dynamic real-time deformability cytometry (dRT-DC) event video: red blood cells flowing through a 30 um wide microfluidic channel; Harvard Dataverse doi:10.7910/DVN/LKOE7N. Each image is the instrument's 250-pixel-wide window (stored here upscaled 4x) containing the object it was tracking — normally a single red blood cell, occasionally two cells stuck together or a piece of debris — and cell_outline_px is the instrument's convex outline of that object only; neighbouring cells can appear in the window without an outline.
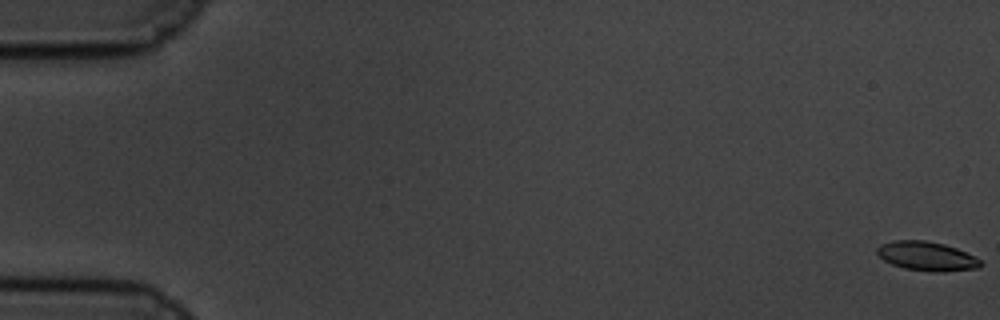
{"species": "common noctule bat (a hibernating species)", "species_latin": "Nyctalus noctula", "temperature_condition": "cold", "stored_images_in_passage": 61, "camera_frame_rate_fps": 3000, "um_per_image_px": 0.085, "animal": {"sex": "male", "body_mass_g": 19.5, "forearm_length_mm": 54.6}, "frame": {"image": 1, "passage_image": 1, "time_ms": 0.0, "image_size_px": [1000, 320], "cell_outline_px": [[984, 264], [980, 268], [944, 272], [932, 272], [904, 268], [892, 264], [884, 260], [876, 252], [876, 248], [880, 244], [896, 240], [924, 240], [944, 244], [956, 248], [980, 260]], "centroid_in_image_um": [78.77, 21.78], "position_along_channel_um": 6.2, "area_um2": 17.57}}
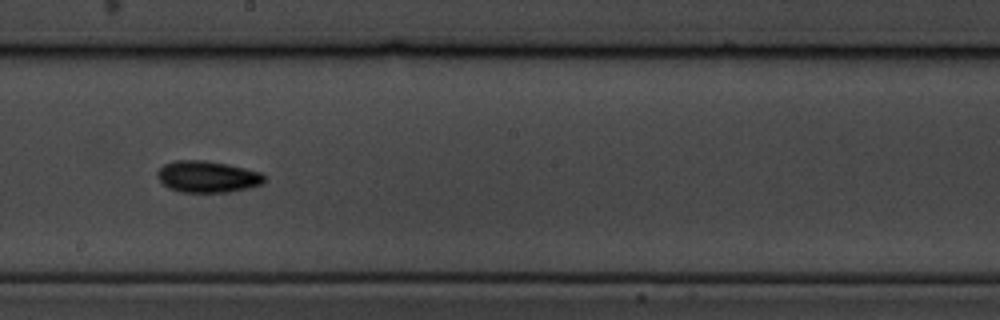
{"frame": {"image": 2, "passage_image": 35, "time_ms": 11.333, "image_size_px": [1000, 320], "cell_outline_px": [[264, 184], [248, 188], [228, 192], [180, 192], [168, 188], [156, 176], [156, 172], [164, 164], [172, 160], [204, 160], [228, 164], [260, 172], [264, 176]], "centroid_in_image_um": [17.61, 15.01], "position_along_channel_um": 230.6, "area_um2": 19.77}}
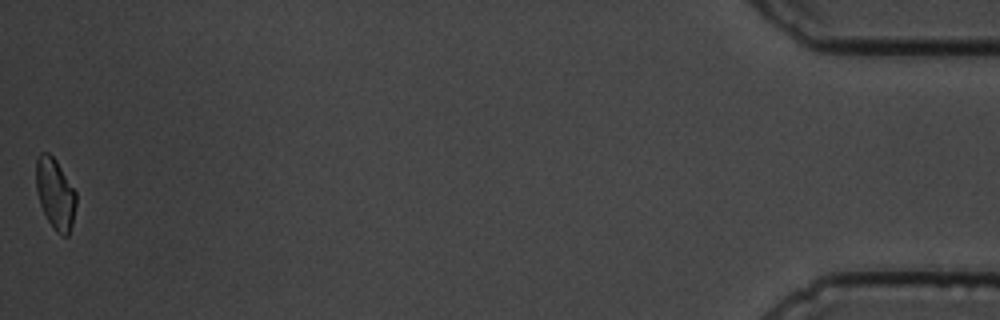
{"frame": {"image": 3, "passage_image": 61, "time_ms": 20.0, "image_size_px": [1000, 320], "cell_outline_px": [[76, 204], [72, 224], [68, 236], [64, 236], [56, 232], [48, 220], [40, 204], [36, 188], [36, 156], [40, 152], [48, 152], [56, 160], [76, 192]], "centroid_in_image_um": [4.69, 16.45], "position_along_channel_um": 430.5, "area_um2": 16.47}, "authors_computed_cell_mechanics": {"area_um2": 17.8024, "velocity_mm_per_s": 3.3552, "shape_relaxation_time_tau1_ms": 3.5846, "shape_relaxation_time_tau2_ms": 4.5854, "deformation_change_tau1": 0.1123, "deformation_change_tau2": 0.0917}}